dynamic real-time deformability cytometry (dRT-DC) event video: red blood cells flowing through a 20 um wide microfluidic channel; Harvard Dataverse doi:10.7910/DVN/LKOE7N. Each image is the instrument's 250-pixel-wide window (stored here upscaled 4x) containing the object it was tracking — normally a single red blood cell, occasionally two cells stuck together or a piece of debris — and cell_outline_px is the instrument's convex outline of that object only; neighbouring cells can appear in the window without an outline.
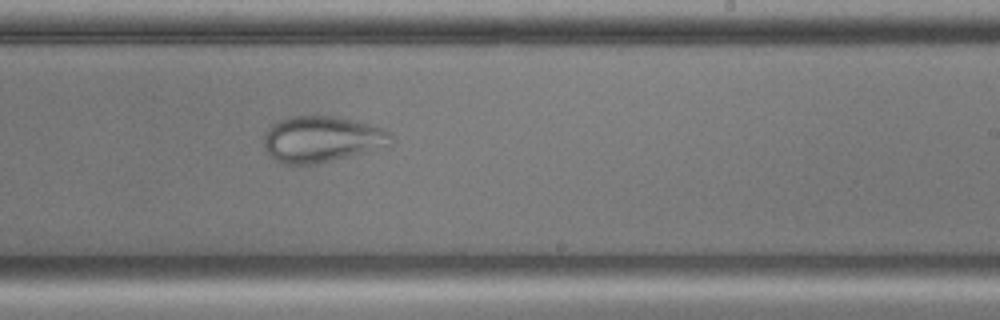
{"species": "common noctule bat (a hibernating species)", "species_latin": "Nyctalus noctula", "temperature_condition": "cold", "stored_images_in_passage": 55, "camera_frame_rate_fps": 3000, "um_per_image_px": 0.085, "animal": {"sex": "male", "body_mass_g": 17.9, "forearm_length_mm": 54.2}, "frame": {"image": 1, "passage_image": 32, "time_ms": 10.333, "image_size_px": [1000, 320], "cell_outline_px": [[392, 140], [388, 148], [316, 164], [292, 168], [272, 160], [268, 156], [264, 148], [264, 132], [268, 124], [292, 116], [332, 116], [352, 120], [384, 128], [392, 132]], "centroid_in_image_um": [27.31, 11.88], "position_along_channel_um": 261.7, "area_um2": 35.49}}
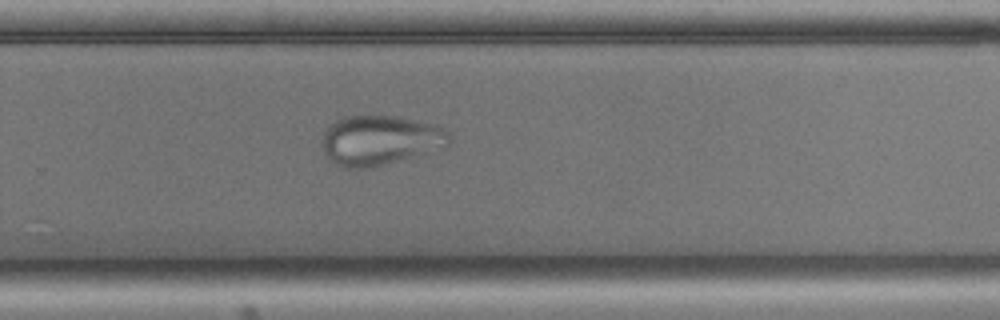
{"frame": {"image": 2, "passage_image": 35, "time_ms": 11.333, "image_size_px": [1000, 320], "cell_outline_px": [[452, 140], [448, 144], [384, 164], [368, 168], [340, 168], [324, 152], [320, 140], [324, 132], [336, 120], [348, 116], [392, 116], [436, 124], [448, 132], [452, 136]], "centroid_in_image_um": [32.25, 11.91], "position_along_channel_um": 297.6, "area_um2": 36.13}}